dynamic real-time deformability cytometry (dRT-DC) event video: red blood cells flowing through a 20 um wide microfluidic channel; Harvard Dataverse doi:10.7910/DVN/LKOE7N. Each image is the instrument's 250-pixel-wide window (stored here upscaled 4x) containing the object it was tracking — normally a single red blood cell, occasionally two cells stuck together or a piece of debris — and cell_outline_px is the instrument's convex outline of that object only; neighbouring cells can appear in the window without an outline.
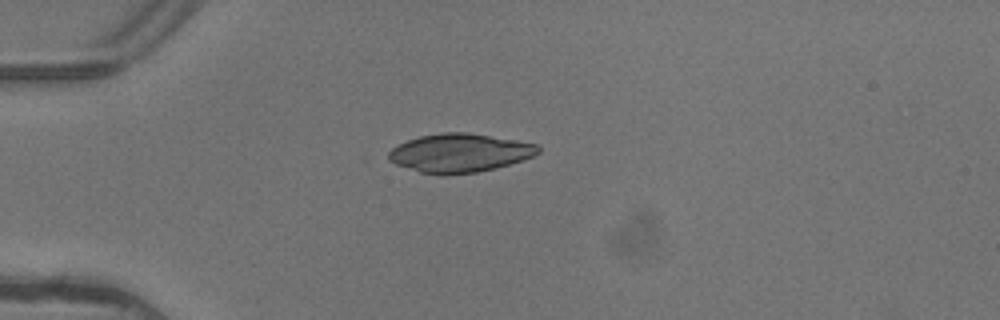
{"species": "common noctule bat (a hibernating species)", "species_latin": "Nyctalus noctula", "temperature_condition": "warm", "stored_images_in_passage": 2, "camera_frame_rate_fps": 3000, "um_per_image_px": 0.085, "animal": {"sex": "female"}, "frame": {"image": 1, "passage_image": 1, "time_ms": 0.0, "image_size_px": [1000, 320], "cell_outline_px": [[540, 152], [532, 156], [496, 168], [476, 172], [440, 176], [420, 172], [396, 164], [388, 160], [388, 152], [392, 148], [408, 140], [420, 136], [444, 132], [468, 132], [516, 140], [536, 144], [540, 148]], "centroid_in_image_um": [39.04, 13.0], "position_along_channel_um": 46.0, "area_um2": 33.52}}